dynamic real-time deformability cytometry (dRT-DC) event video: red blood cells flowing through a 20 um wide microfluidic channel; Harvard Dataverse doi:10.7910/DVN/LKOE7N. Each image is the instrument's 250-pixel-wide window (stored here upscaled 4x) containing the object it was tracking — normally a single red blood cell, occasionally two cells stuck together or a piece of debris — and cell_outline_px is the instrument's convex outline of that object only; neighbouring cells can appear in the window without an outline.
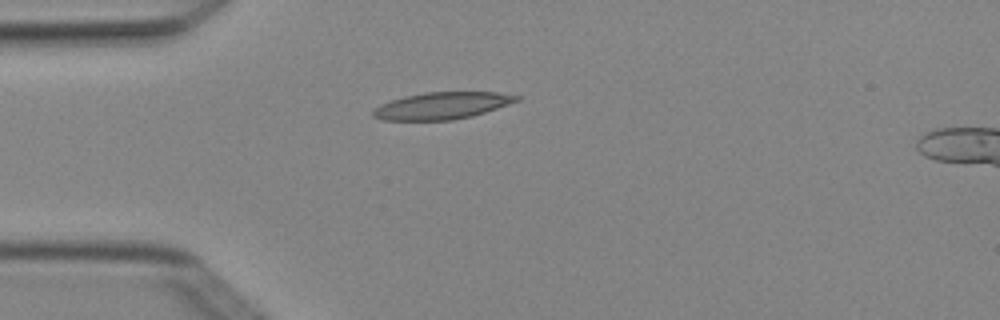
{"species": "Egyptian fruit bat (a non-hibernating species)", "species_latin": "Rousettus aegyptiacus", "temperature_condition": "cold", "stored_images_in_passage": 2, "camera_frame_rate_fps": 3000, "um_per_image_px": 0.085, "animal": {"sex": "female"}, "frame": {"image": 1, "passage_image": 1, "time_ms": 0.0, "image_size_px": [1000, 320], "cell_outline_px": [[520, 100], [472, 116], [452, 120], [384, 120], [372, 116], [372, 112], [380, 104], [404, 96], [424, 92], [496, 92], [520, 96]], "centroid_in_image_um": [37.55, 8.98], "position_along_channel_um": 47.4, "area_um2": 22.37}}